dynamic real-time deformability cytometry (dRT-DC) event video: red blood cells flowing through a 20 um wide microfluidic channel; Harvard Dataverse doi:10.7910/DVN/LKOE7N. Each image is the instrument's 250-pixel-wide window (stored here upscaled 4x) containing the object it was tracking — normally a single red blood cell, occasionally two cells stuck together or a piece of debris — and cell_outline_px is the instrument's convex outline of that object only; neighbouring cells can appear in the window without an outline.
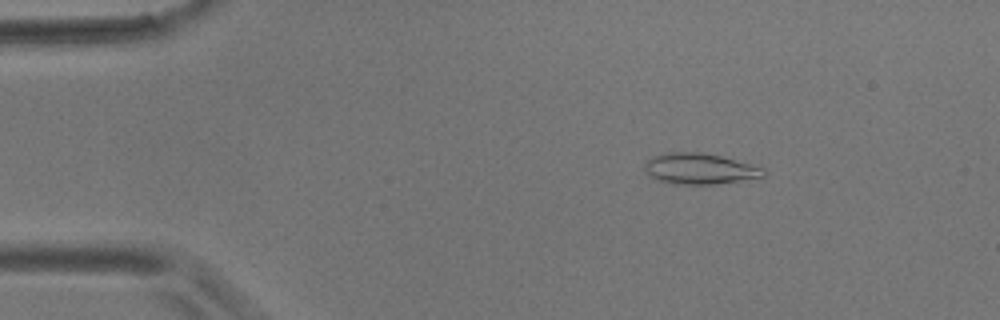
{"species": "common noctule bat (a hibernating species)", "species_latin": "Nyctalus noctula", "temperature_condition": "room temperature", "stored_images_in_passage": 5, "camera_frame_rate_fps": 3000, "um_per_image_px": 0.085, "animal": {"sex": "male", "body_mass_g": 17.9}, "frame": {"image": 1, "passage_image": 2, "time_ms": 2.333, "image_size_px": [1000, 320], "cell_outline_px": [[768, 172], [764, 176], [740, 180], [712, 184], [676, 184], [656, 180], [644, 168], [644, 164], [652, 156], [668, 152], [700, 152], [720, 156], [764, 168]], "centroid_in_image_um": [59.45, 14.34], "position_along_channel_um": 25.5, "area_um2": 21.1}}